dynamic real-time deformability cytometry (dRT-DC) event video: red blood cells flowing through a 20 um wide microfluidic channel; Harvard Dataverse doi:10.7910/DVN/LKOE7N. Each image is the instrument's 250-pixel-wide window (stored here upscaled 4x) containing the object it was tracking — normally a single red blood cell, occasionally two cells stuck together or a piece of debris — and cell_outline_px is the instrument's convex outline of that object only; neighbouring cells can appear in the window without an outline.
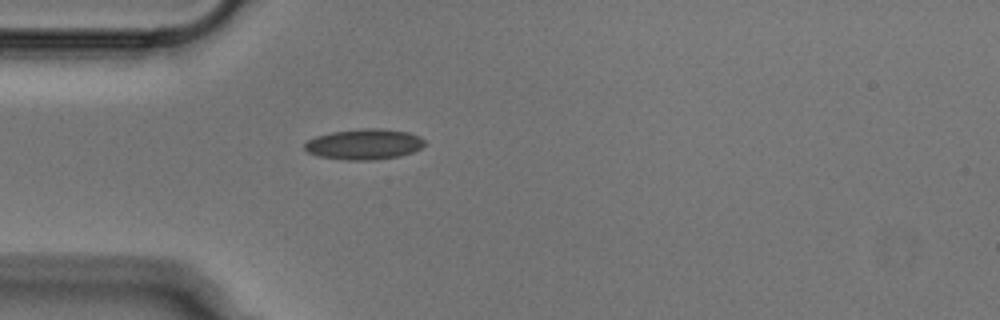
{"species": "Egyptian fruit bat (a non-hibernating species)", "species_latin": "Rousettus aegyptiacus", "temperature_condition": "cold", "stored_images_in_passage": 38, "camera_frame_rate_fps": 3000, "um_per_image_px": 0.085, "animal": {"sex": "male"}, "frame": {"image": 1, "passage_image": 1, "time_ms": 0.0, "image_size_px": [1000, 320], "cell_outline_px": [[428, 144], [412, 152], [400, 156], [376, 160], [348, 160], [320, 156], [308, 152], [304, 148], [304, 144], [308, 140], [316, 136], [332, 132], [360, 128], [380, 128], [408, 132], [420, 136]], "centroid_in_image_um": [30.99, 12.25], "position_along_channel_um": 54.0, "area_um2": 21.5}}
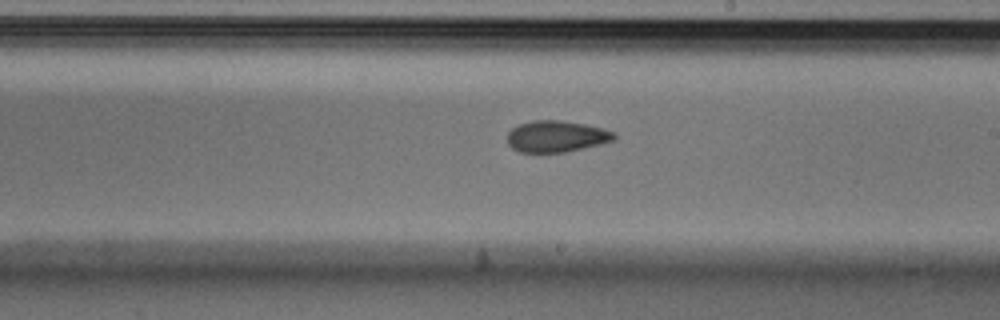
{"frame": {"image": 2, "passage_image": 16, "time_ms": 5.0, "image_size_px": [1000, 320], "cell_outline_px": [[616, 140], [600, 144], [564, 152], [520, 152], [512, 148], [508, 144], [508, 132], [512, 128], [520, 124], [532, 120], [560, 120], [584, 124], [604, 128], [616, 132]], "centroid_in_image_um": [47.32, 11.58], "position_along_channel_um": 241.7, "area_um2": 19.59}}
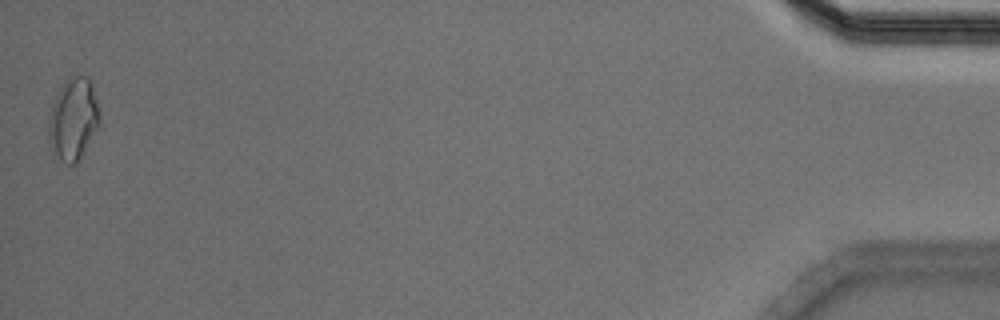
{"frame": {"image": 3, "passage_image": 38, "time_ms": 12.333, "image_size_px": [1000, 320], "cell_outline_px": [[100, 124], [76, 164], [68, 164], [60, 160], [48, 144], [48, 120], [52, 104], [60, 88], [68, 76], [88, 76], [92, 88], [100, 116]], "centroid_in_image_um": [6.2, 10.13], "position_along_channel_um": 429.0, "area_um2": 24.22}}